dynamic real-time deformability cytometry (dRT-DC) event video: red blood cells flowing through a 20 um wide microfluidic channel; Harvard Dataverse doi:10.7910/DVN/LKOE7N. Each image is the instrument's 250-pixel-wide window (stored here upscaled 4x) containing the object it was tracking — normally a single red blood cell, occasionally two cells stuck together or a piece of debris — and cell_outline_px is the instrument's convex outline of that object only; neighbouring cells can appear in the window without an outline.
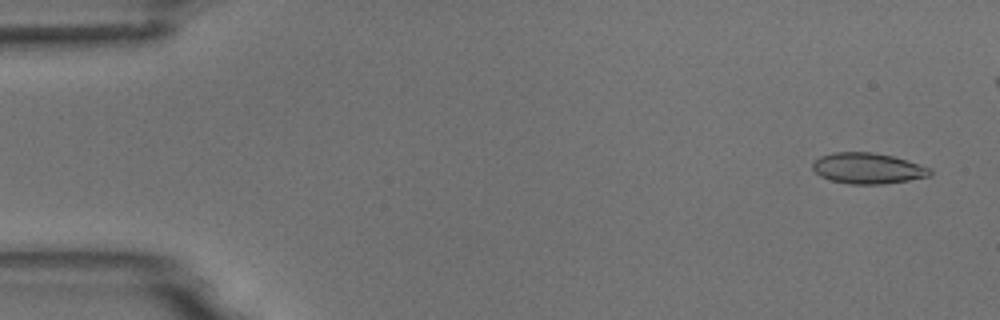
{"species": "common noctule bat (a hibernating species)", "species_latin": "Nyctalus noctula", "temperature_condition": "room temperature", "stored_images_in_passage": 5, "camera_frame_rate_fps": 3000, "um_per_image_px": 0.085, "animal": {"sex": "male", "body_mass_g": 18.8}, "frame": {"image": 1, "passage_image": 1, "time_ms": 0.0, "image_size_px": [1000, 320], "cell_outline_px": [[932, 176], [884, 184], [848, 184], [832, 180], [820, 176], [812, 168], [812, 164], [820, 156], [832, 152], [872, 152], [892, 156], [932, 168]], "centroid_in_image_um": [73.77, 14.31], "position_along_channel_um": 11.2, "area_um2": 21.1}}